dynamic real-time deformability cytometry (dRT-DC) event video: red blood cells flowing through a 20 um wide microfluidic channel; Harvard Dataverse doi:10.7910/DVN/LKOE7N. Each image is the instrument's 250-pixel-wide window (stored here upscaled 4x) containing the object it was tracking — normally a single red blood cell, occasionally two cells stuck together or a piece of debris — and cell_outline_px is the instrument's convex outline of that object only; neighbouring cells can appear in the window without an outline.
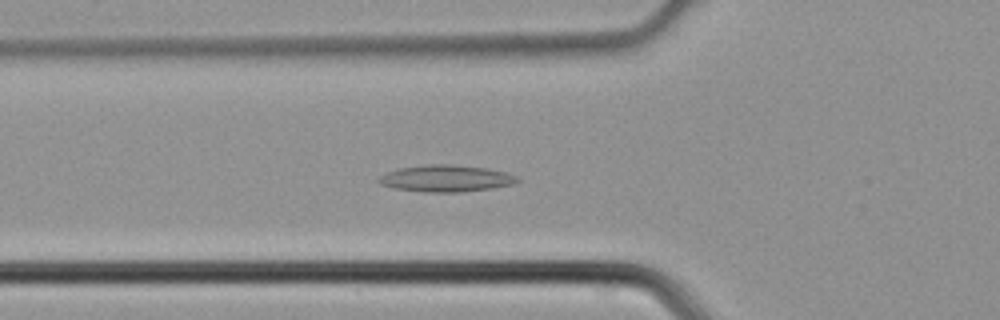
{"species": "common noctule bat (a hibernating species)", "species_latin": "Nyctalus noctula", "temperature_condition": "cold", "stored_images_in_passage": 39, "camera_frame_rate_fps": 3000, "um_per_image_px": 0.085, "animal": {"sex": "male", "body_mass_g": 21.5, "forearm_length_mm": 52.0}, "frame": {"image": 1, "passage_image": 10, "time_ms": 3.0, "image_size_px": [1000, 320], "cell_outline_px": [[520, 180], [512, 184], [492, 188], [460, 192], [424, 192], [396, 188], [380, 184], [376, 180], [380, 176], [388, 172], [400, 168], [428, 164], [452, 164], [484, 168], [504, 172], [516, 176]], "centroid_in_image_um": [37.89, 15.17], "position_along_channel_um": 87.9, "area_um2": 21.33}}
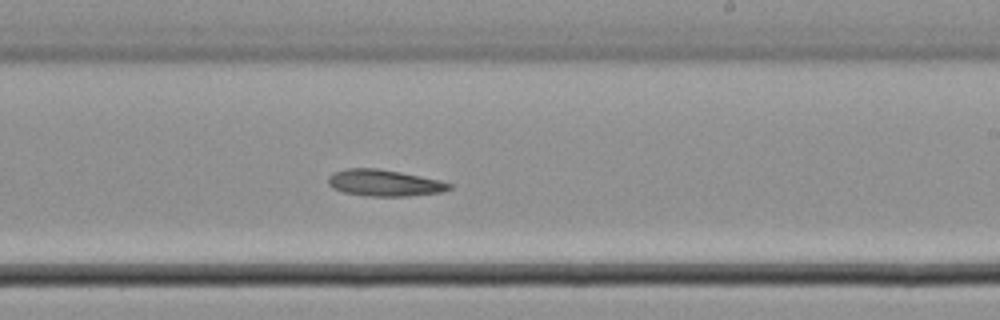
{"frame": {"image": 2, "passage_image": 21, "time_ms": 6.667, "image_size_px": [1000, 320], "cell_outline_px": [[452, 188], [444, 192], [408, 196], [368, 196], [344, 192], [332, 188], [328, 184], [328, 176], [332, 172], [344, 168], [376, 168], [400, 172], [440, 180], [452, 184]], "centroid_in_image_um": [32.65, 15.54], "position_along_channel_um": 256.3, "area_um2": 18.84}}
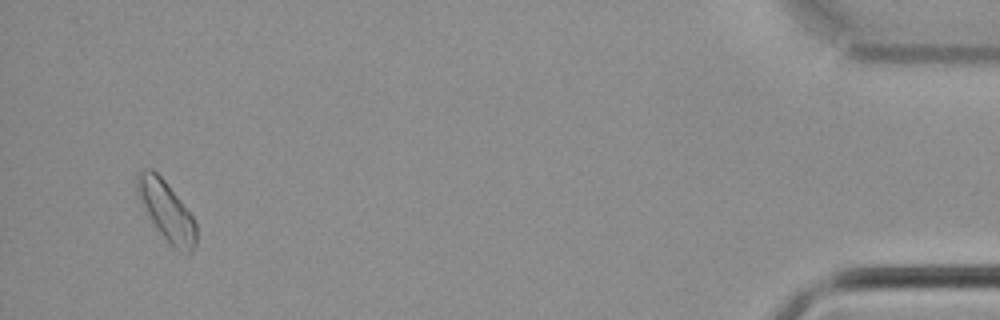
{"frame": {"image": 3, "passage_image": 37, "time_ms": 12.0, "image_size_px": [1000, 320], "cell_outline_px": [[196, 244], [192, 252], [188, 256], [172, 248], [168, 244], [156, 228], [140, 200], [136, 192], [136, 172], [144, 168], [152, 168], [168, 184], [192, 216], [196, 224]], "centroid_in_image_um": [14.15, 17.95], "position_along_channel_um": 421.1, "area_um2": 20.69}}